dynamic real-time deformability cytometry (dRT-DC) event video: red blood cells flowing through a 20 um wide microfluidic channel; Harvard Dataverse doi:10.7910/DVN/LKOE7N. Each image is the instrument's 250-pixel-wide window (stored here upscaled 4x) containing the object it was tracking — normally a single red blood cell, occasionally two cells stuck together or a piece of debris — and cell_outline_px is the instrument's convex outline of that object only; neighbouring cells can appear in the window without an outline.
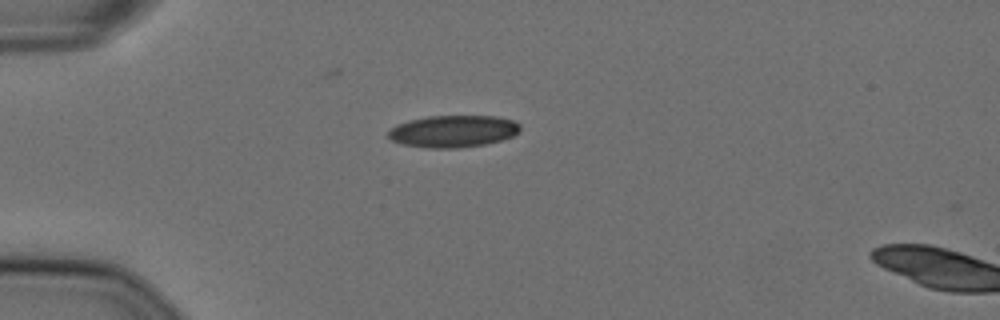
{"species": "Egyptian fruit bat (a non-hibernating species)", "species_latin": "Rousettus aegyptiacus", "temperature_condition": "cold", "stored_images_in_passage": 4, "camera_frame_rate_fps": 3000, "um_per_image_px": 0.085, "animal": {"sex": "female"}, "frame": {"image": 1, "passage_image": 1, "time_ms": 0.0, "image_size_px": [1000, 320], "cell_outline_px": [[520, 132], [512, 136], [500, 140], [484, 144], [460, 148], [428, 148], [400, 144], [392, 140], [388, 136], [388, 132], [396, 124], [428, 116], [496, 116], [516, 120], [520, 124]], "centroid_in_image_um": [38.54, 11.16], "position_along_channel_um": 46.5, "area_um2": 24.68}}